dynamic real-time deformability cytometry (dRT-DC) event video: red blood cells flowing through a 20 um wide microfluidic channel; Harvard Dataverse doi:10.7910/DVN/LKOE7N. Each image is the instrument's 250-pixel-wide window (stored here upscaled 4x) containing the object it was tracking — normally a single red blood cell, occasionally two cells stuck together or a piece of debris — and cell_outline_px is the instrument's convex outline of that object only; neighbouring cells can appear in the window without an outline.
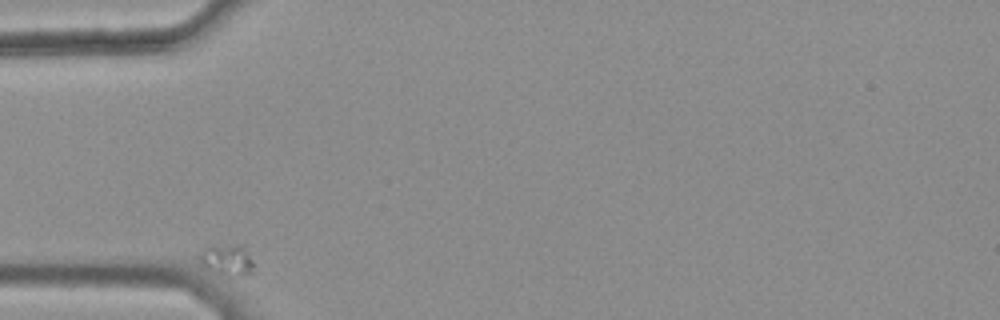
{"species": "common noctule bat (a hibernating species)", "species_latin": "Nyctalus noctula", "temperature_condition": "warm", "stored_images_in_passage": 36, "camera_frame_rate_fps": 3000, "um_per_image_px": 0.085, "animal": {"sex": "female", "body_mass_g": 25.1}, "frame": {"image": 1, "passage_image": 1, "time_ms": 0.0, "image_size_px": [1000, 320], "cell_outline_px": [[256, 272], [228, 280], [212, 272], [200, 264], [200, 252], [208, 244], [240, 244], [244, 248], [252, 260]], "centroid_in_image_um": [19.3, 22.15], "position_along_channel_um": 65.7, "area_um2": 10.75}}